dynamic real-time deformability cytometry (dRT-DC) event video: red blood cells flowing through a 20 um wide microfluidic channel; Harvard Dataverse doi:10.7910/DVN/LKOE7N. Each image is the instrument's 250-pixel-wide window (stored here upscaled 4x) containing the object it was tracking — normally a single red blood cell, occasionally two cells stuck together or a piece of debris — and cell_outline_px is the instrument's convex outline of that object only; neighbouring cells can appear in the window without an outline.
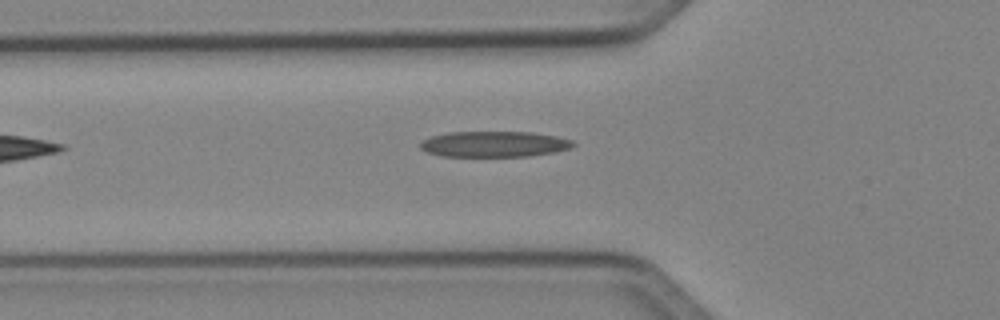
{"species": "Egyptian fruit bat (a non-hibernating species)", "species_latin": "Rousettus aegyptiacus", "temperature_condition": "cold", "stored_images_in_passage": 3, "camera_frame_rate_fps": 3000, "um_per_image_px": 0.085, "animal": {"sex": "female"}, "frame": {"image": 1, "passage_image": 3, "time_ms": 1.667, "image_size_px": [1000, 320], "cell_outline_px": [[576, 144], [572, 148], [556, 152], [528, 156], [440, 156], [428, 152], [420, 148], [420, 144], [424, 140], [432, 136], [448, 132], [532, 132], [556, 136], [572, 140]], "centroid_in_image_um": [42.05, 12.25], "position_along_channel_um": 83.8, "area_um2": 22.95}}